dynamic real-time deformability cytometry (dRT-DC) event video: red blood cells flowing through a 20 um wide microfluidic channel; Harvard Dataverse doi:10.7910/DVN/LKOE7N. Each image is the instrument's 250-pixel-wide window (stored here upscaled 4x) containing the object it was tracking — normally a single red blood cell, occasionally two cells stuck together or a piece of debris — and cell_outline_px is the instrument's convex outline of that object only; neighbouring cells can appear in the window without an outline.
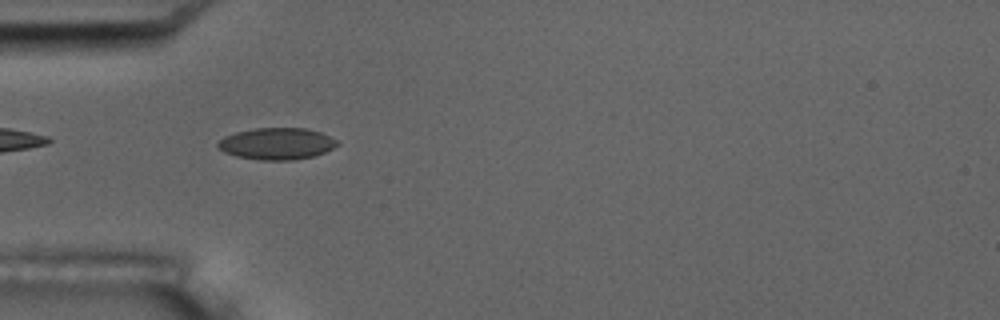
{"species": "common noctule bat (a hibernating species)", "species_latin": "Nyctalus noctula", "temperature_condition": "room temperature", "stored_images_in_passage": 10, "camera_frame_rate_fps": 3000, "um_per_image_px": 0.085, "animal": {"sex": "male", "body_mass_g": 17.5, "forearm_length_mm": 52.3}, "frame": {"image": 1, "passage_image": 4, "time_ms": 4.333, "image_size_px": [1000, 320], "cell_outline_px": [[340, 144], [324, 152], [312, 156], [292, 160], [260, 160], [236, 156], [224, 152], [216, 148], [216, 144], [224, 136], [236, 132], [256, 128], [304, 128], [320, 132], [336, 140]], "centroid_in_image_um": [23.48, 12.21], "position_along_channel_um": 61.5, "area_um2": 21.96}}
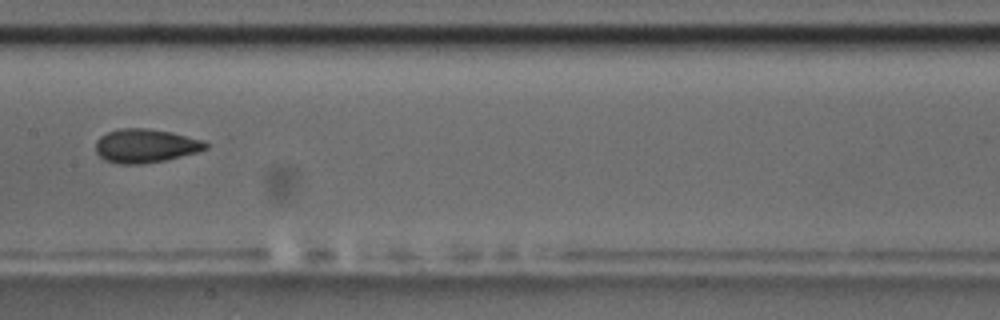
{"frame": {"image": 2, "passage_image": 7, "time_ms": 8.0, "image_size_px": [1000, 320], "cell_outline_px": [[208, 148], [196, 152], [164, 160], [140, 164], [120, 164], [104, 160], [96, 152], [96, 140], [100, 136], [108, 132], [120, 128], [148, 128], [172, 132], [204, 140], [208, 144]], "centroid_in_image_um": [12.36, 12.38], "position_along_channel_um": 195.0, "area_um2": 21.62}}